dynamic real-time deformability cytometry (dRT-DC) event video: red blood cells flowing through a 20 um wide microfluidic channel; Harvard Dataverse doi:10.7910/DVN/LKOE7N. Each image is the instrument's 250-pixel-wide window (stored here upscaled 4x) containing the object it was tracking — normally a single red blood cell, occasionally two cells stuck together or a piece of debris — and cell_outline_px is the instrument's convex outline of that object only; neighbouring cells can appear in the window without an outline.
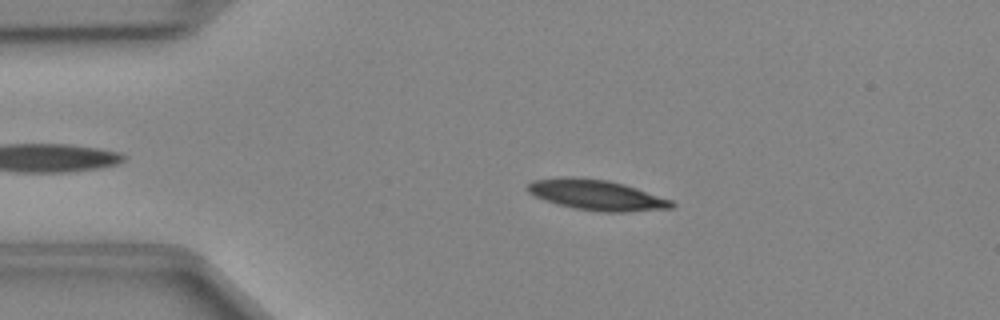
{"species": "Egyptian fruit bat (a non-hibernating species)", "species_latin": "Rousettus aegyptiacus", "temperature_condition": "cold", "stored_images_in_passage": 39, "camera_frame_rate_fps": 3000, "um_per_image_px": 0.085, "animal": {"sex": "female"}, "frame": {"image": 1, "passage_image": 1, "time_ms": 0.0, "image_size_px": [1000, 320], "cell_outline_px": [[676, 204], [672, 208], [628, 212], [600, 212], [576, 208], [556, 204], [544, 200], [528, 192], [524, 188], [532, 180], [560, 176], [572, 176], [608, 180], [624, 184], [672, 200]], "centroid_in_image_um": [50.67, 16.56], "position_along_channel_um": 34.3, "area_um2": 25.78}}
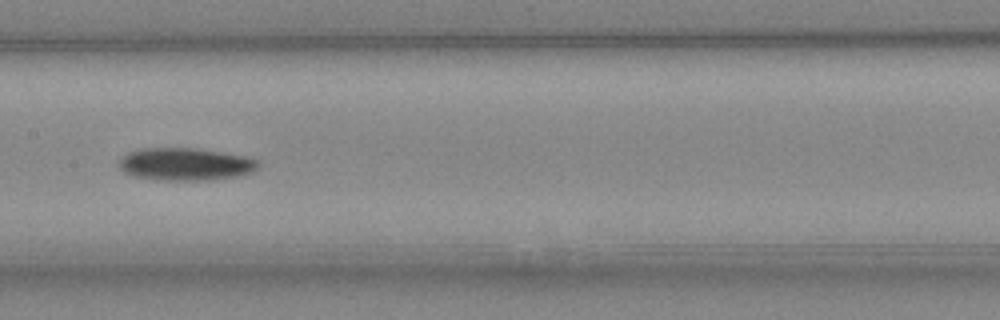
{"frame": {"image": 2, "passage_image": 15, "time_ms": 4.667, "image_size_px": [1000, 320], "cell_outline_px": [[260, 164], [252, 172], [236, 176], [212, 180], [156, 180], [136, 176], [124, 172], [116, 164], [128, 152], [140, 148], [196, 148], [244, 156], [260, 160]], "centroid_in_image_um": [15.75, 13.95], "position_along_channel_um": 191.7, "area_um2": 26.47}}
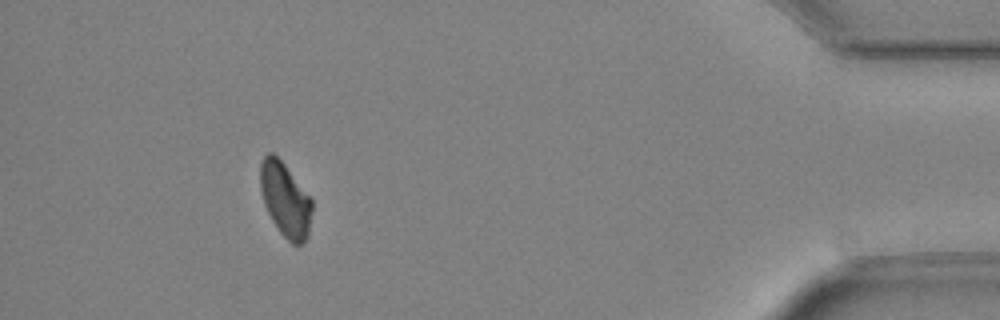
{"frame": {"image": 3, "passage_image": 35, "time_ms": 11.333, "image_size_px": [1000, 320], "cell_outline_px": [[312, 212], [308, 236], [300, 244], [292, 244], [280, 232], [272, 220], [264, 204], [260, 188], [260, 164], [264, 156], [268, 152], [272, 152], [284, 164], [312, 200]], "centroid_in_image_um": [24.24, 16.97], "position_along_channel_um": 411.0, "area_um2": 22.08}}